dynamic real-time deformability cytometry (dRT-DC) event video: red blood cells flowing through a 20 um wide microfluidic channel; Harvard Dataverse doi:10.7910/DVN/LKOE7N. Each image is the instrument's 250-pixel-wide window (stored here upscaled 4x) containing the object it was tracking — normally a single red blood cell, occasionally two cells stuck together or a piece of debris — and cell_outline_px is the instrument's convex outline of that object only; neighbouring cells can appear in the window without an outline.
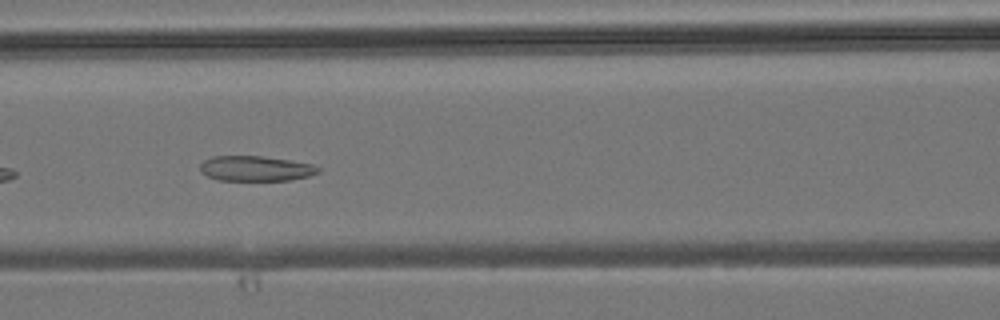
{"species": "common noctule bat (a hibernating species)", "species_latin": "Nyctalus noctula", "temperature_condition": "room temperature", "stored_images_in_passage": 7, "camera_frame_rate_fps": 3000, "um_per_image_px": 0.085, "animal": {"sex": "male", "body_mass_g": 19.2, "forearm_length_mm": 51.8}, "frame": {"image": 1, "passage_image": 6, "time_ms": 6.333, "image_size_px": [1000, 320], "cell_outline_px": [[320, 172], [308, 176], [288, 180], [220, 180], [208, 176], [200, 172], [200, 164], [204, 160], [212, 156], [260, 156], [288, 160], [312, 164], [320, 168]], "centroid_in_image_um": [21.71, 14.32], "position_along_channel_um": 144.9, "area_um2": 17.17}}
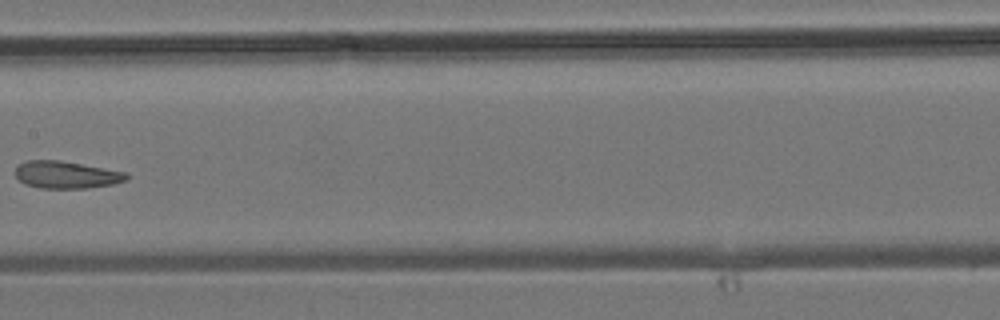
{"frame": {"image": 2, "passage_image": 7, "time_ms": 7.667, "image_size_px": [1000, 320], "cell_outline_px": [[128, 180], [112, 184], [88, 188], [40, 188], [24, 184], [16, 176], [16, 164], [28, 160], [60, 160], [128, 172]], "centroid_in_image_um": [5.64, 14.85], "position_along_channel_um": 201.8, "area_um2": 17.8}}